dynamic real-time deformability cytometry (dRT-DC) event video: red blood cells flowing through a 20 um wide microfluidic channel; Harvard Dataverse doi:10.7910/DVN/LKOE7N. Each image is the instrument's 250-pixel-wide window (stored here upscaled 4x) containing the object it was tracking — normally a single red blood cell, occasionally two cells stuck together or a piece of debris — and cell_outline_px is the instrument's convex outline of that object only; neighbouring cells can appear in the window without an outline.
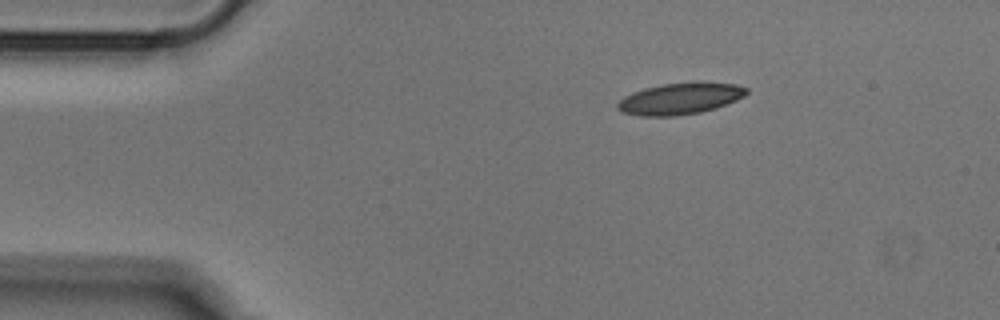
{"species": "Egyptian fruit bat (a non-hibernating species)", "species_latin": "Rousettus aegyptiacus", "temperature_condition": "cold", "stored_images_in_passage": 44, "camera_frame_rate_fps": 3000, "um_per_image_px": 0.085, "animal": {"sex": "male"}, "frame": {"image": 1, "passage_image": 1, "time_ms": 0.0, "image_size_px": [1000, 320], "cell_outline_px": [[748, 92], [744, 96], [736, 100], [716, 108], [700, 112], [676, 116], [640, 116], [624, 112], [616, 108], [616, 104], [624, 96], [632, 92], [644, 88], [664, 84], [696, 80], [700, 80], [736, 84], [748, 88]], "centroid_in_image_um": [57.84, 8.35], "position_along_channel_um": 27.2, "area_um2": 24.1}}
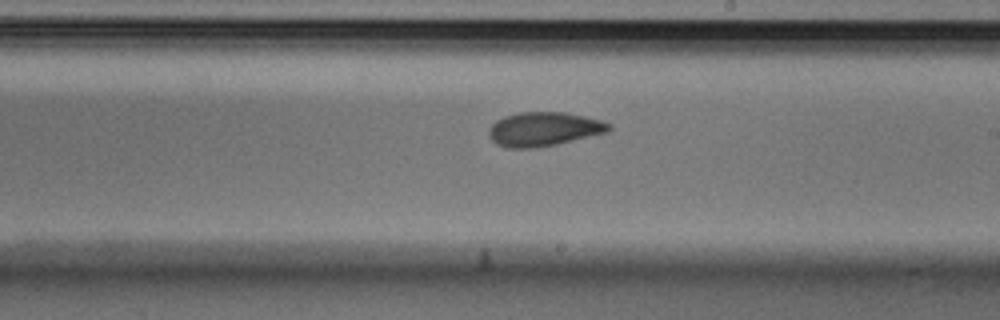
{"frame": {"image": 2, "passage_image": 22, "time_ms": 7.0, "image_size_px": [1000, 320], "cell_outline_px": [[612, 128], [608, 132], [556, 144], [536, 148], [508, 148], [496, 144], [488, 136], [488, 128], [496, 120], [504, 116], [520, 112], [564, 112], [584, 116], [600, 120], [612, 124]], "centroid_in_image_um": [46.2, 10.97], "position_along_channel_um": 242.8, "area_um2": 23.93}}
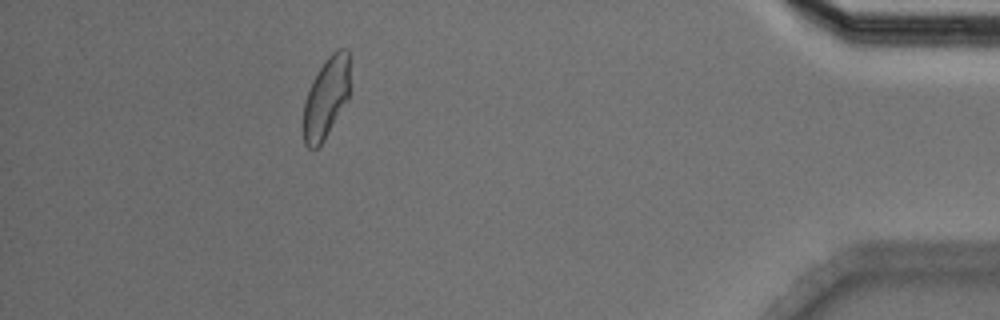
{"frame": {"image": 3, "passage_image": 39, "time_ms": 12.667, "image_size_px": [1000, 320], "cell_outline_px": [[348, 100], [324, 140], [316, 148], [308, 148], [304, 144], [304, 100], [308, 88], [312, 80], [324, 60], [336, 48], [344, 48], [348, 52]], "centroid_in_image_um": [27.7, 8.3], "position_along_channel_um": 407.5, "area_um2": 21.79}}